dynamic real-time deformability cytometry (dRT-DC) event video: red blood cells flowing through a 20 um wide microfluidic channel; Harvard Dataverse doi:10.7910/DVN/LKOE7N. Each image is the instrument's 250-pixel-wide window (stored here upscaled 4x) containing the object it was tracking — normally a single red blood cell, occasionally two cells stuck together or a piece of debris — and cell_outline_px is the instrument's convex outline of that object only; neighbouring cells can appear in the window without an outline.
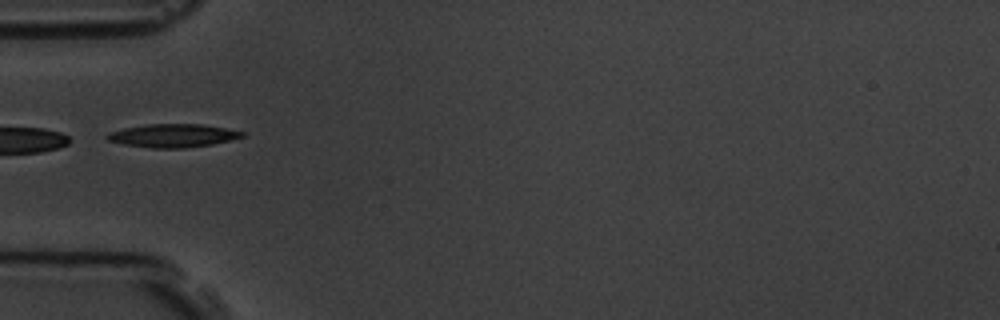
{"species": "common noctule bat (a hibernating species)", "species_latin": "Nyctalus noctula", "temperature_condition": "room temperature", "stored_images_in_passage": 6, "camera_frame_rate_fps": 3000, "um_per_image_px": 0.085, "animal": {"sex": "male", "body_mass_g": 19.5, "forearm_length_mm": 54.6}, "frame": {"image": 1, "passage_image": 5, "time_ms": 5.0, "image_size_px": [1000, 320], "cell_outline_px": [[248, 132], [244, 136], [212, 144], [184, 148], [152, 148], [124, 144], [108, 140], [104, 136], [108, 132], [124, 128], [148, 124], [204, 124]], "centroid_in_image_um": [14.7, 11.52], "position_along_channel_um": 70.3, "area_um2": 18.32}}